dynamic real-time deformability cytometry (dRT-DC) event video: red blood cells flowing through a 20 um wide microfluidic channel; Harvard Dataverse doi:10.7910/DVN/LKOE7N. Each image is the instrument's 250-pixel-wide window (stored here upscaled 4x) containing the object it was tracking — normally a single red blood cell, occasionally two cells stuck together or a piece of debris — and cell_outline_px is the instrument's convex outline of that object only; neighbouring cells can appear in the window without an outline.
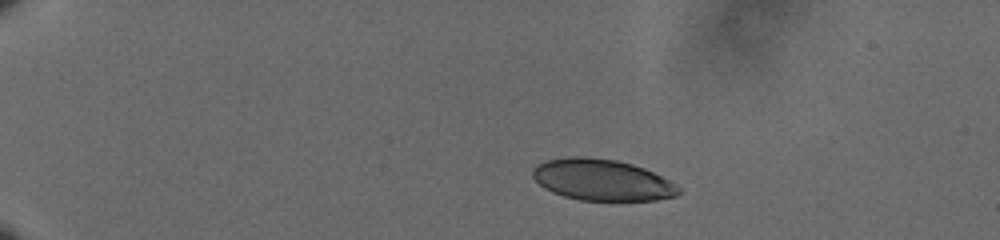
{"species": "human", "species_latin": "Homo sapiens", "temperature_condition": "cold", "stored_images_in_passage": 47, "camera_frame_rate_fps": 3000, "um_per_image_px": 0.085, "donor": {"sex": "male"}, "frame": {"image": 1, "passage_image": 1, "time_ms": 0.0, "image_size_px": [1000, 240], "cell_outline_px": [[680, 192], [676, 196], [656, 200], [580, 200], [564, 196], [552, 192], [544, 188], [532, 176], [532, 168], [536, 164], [544, 160], [568, 156], [584, 156], [616, 160], [632, 164], [644, 168], [676, 184], [680, 188]], "centroid_in_image_um": [51.13, 15.28], "position_along_channel_um": 33.9, "area_um2": 35.2}}
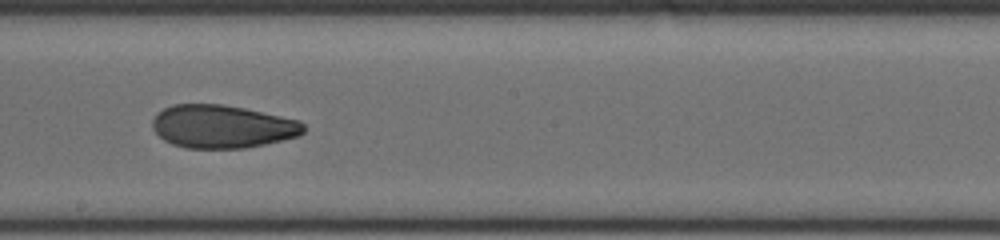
{"frame": {"image": 2, "passage_image": 25, "time_ms": 8.0, "image_size_px": [1000, 240], "cell_outline_px": [[304, 132], [300, 136], [264, 144], [244, 148], [184, 148], [172, 144], [164, 140], [152, 128], [152, 120], [156, 112], [172, 104], [220, 104], [244, 108], [300, 120], [304, 124]], "centroid_in_image_um": [18.87, 10.75], "position_along_channel_um": 229.3, "area_um2": 38.09}}
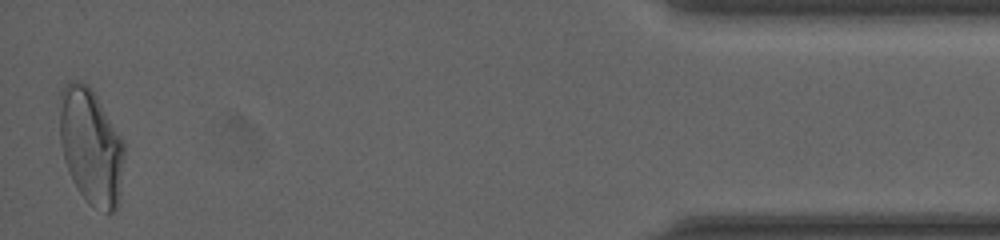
{"frame": {"image": 3, "passage_image": 47, "time_ms": 15.333, "image_size_px": [1000, 240], "cell_outline_px": [[124, 156], [120, 192], [116, 212], [104, 212], [88, 204], [76, 188], [68, 172], [64, 160], [60, 144], [60, 92], [68, 80], [80, 80], [92, 88], [120, 136], [124, 144]], "centroid_in_image_um": [7.71, 12.45], "position_along_channel_um": 427.5, "area_um2": 43.99}, "authors_computed_cell_mechanics": {"area_um2": 38.3792, "velocity_mm_per_s": 3.608, "shape_relaxation_time_tau1_ms": null, "shape_relaxation_time_tau2_ms": 1.9533, "deformation_change_tau1": null, "deformation_change_tau2": 0.0747}}